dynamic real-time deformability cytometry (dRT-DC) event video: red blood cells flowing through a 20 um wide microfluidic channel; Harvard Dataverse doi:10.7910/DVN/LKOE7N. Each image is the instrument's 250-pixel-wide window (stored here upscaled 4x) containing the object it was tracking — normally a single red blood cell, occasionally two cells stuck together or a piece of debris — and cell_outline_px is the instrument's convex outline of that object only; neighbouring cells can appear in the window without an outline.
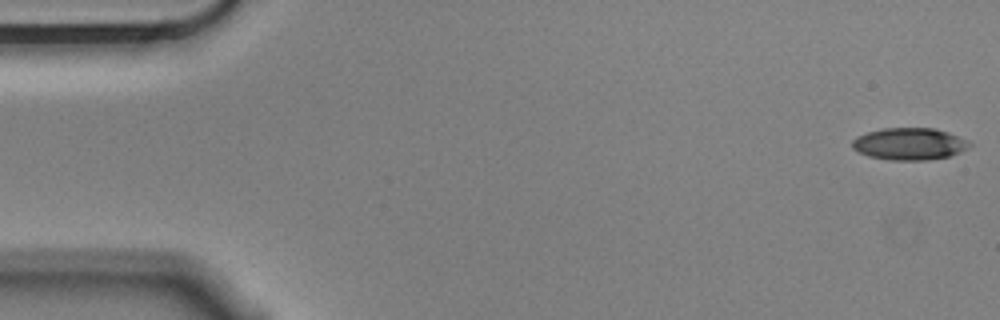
{"species": "Egyptian fruit bat (a non-hibernating species)", "species_latin": "Rousettus aegyptiacus", "temperature_condition": "cold", "stored_images_in_passage": 56, "camera_frame_rate_fps": 3000, "um_per_image_px": 0.085, "animal": {"sex": "male"}, "frame": {"image": 1, "passage_image": 1, "time_ms": 0.0, "image_size_px": [1000, 320], "cell_outline_px": [[972, 144], [968, 148], [960, 152], [948, 156], [928, 160], [888, 160], [868, 156], [852, 148], [852, 140], [856, 136], [868, 132], [884, 128], [932, 128], [948, 132], [968, 140]], "centroid_in_image_um": [77.3, 12.23], "position_along_channel_um": 7.7, "area_um2": 21.91}}
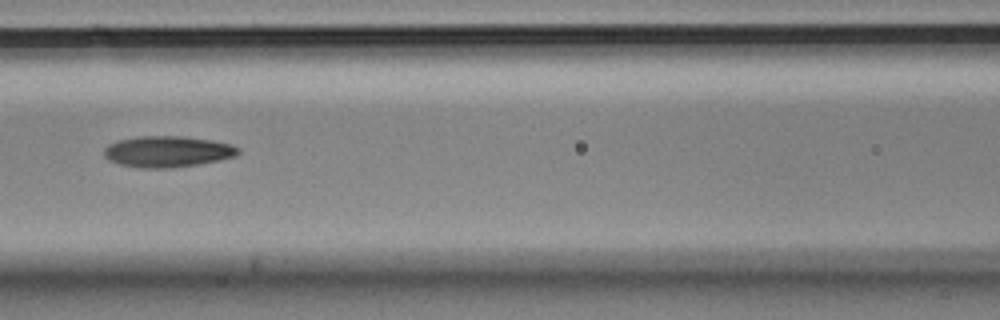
{"frame": {"image": 2, "passage_image": 24, "time_ms": 7.667, "image_size_px": [1000, 320], "cell_outline_px": [[240, 152], [236, 156], [196, 164], [168, 168], [140, 168], [120, 164], [108, 160], [104, 156], [104, 148], [108, 144], [120, 140], [140, 136], [184, 136], [212, 140], [232, 144], [240, 148]], "centroid_in_image_um": [14.23, 12.87], "position_along_channel_um": 152.4, "area_um2": 24.28}}
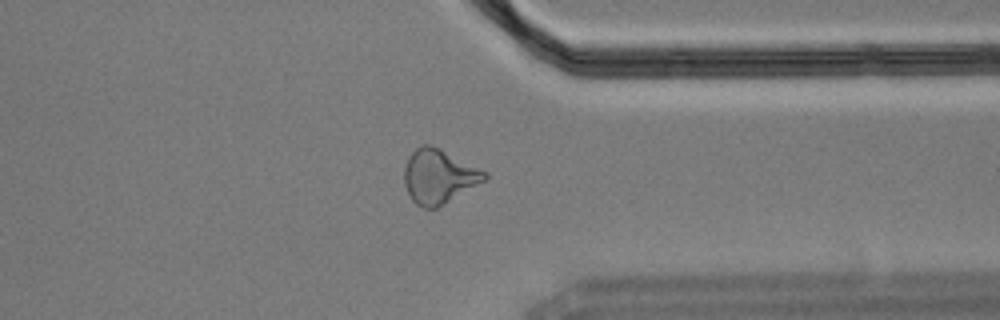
{"frame": {"image": 3, "passage_image": 43, "time_ms": 14.0, "image_size_px": [1000, 320], "cell_outline_px": [[488, 176], [484, 180], [444, 204], [436, 208], [424, 208], [416, 204], [412, 200], [404, 184], [404, 168], [408, 156], [420, 144], [428, 144], [440, 148], [488, 172]], "centroid_in_image_um": [37.27, 14.97], "position_along_channel_um": 374.1, "area_um2": 25.26}, "authors_computed_cell_mechanics": {"area_um2": 23.3223, "velocity_mm_per_s": 3.5665, "shape_relaxation_time_tau1_ms": 6.3723, "shape_relaxation_time_tau2_ms": 2.8509, "deformation_change_tau1": 0.1731, "deformation_change_tau2": 0.112}}